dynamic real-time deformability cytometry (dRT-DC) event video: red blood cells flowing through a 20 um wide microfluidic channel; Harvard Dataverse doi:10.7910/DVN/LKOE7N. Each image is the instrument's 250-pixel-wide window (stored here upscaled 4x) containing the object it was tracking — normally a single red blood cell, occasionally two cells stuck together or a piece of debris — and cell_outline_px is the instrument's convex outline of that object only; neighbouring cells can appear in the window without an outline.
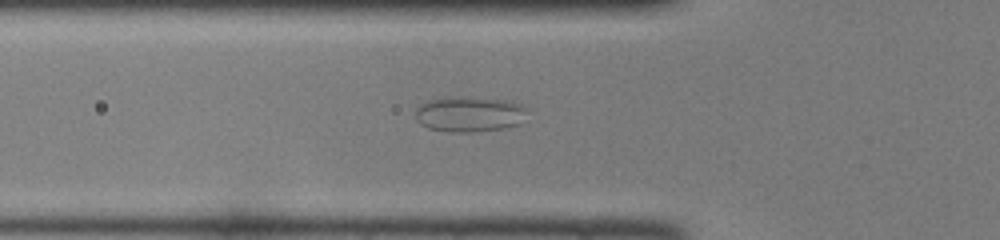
{"species": "common noctule bat (a hibernating species)", "species_latin": "Nyctalus noctula", "temperature_condition": "room temperature", "stored_images_in_passage": 34, "camera_frame_rate_fps": 3000, "um_per_image_px": 0.085, "animal": {"sex": "female", "body_mass_g": 22.0, "forearm_length_mm": 56.7}, "frame": {"image": 1, "passage_image": 4, "time_ms": 1.0, "image_size_px": [1000, 240], "cell_outline_px": [[528, 108], [520, 124], [504, 128], [472, 132], [448, 132], [428, 128], [420, 124], [416, 120], [416, 108], [420, 104], [428, 100], [444, 96], [460, 96], [512, 100]], "centroid_in_image_um": [39.89, 9.68], "position_along_channel_um": 85.9, "area_um2": 23.58}}
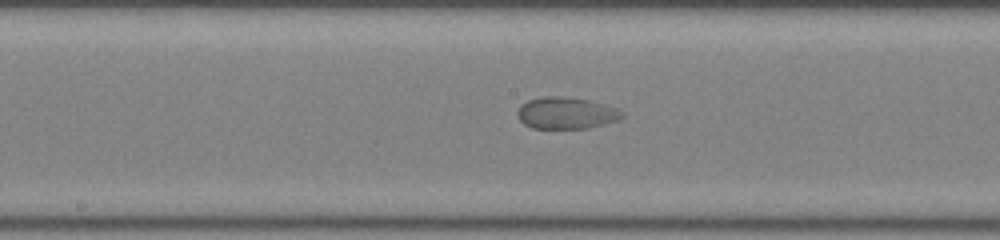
{"frame": {"image": 2, "passage_image": 12, "time_ms": 3.667, "image_size_px": [1000, 240], "cell_outline_px": [[624, 116], [620, 120], [588, 128], [532, 128], [524, 124], [520, 120], [516, 112], [520, 104], [528, 100], [544, 96], [564, 96], [588, 100], [604, 104], [616, 108], [624, 112]], "centroid_in_image_um": [48.12, 9.6], "position_along_channel_um": 200.1, "area_um2": 19.48}}
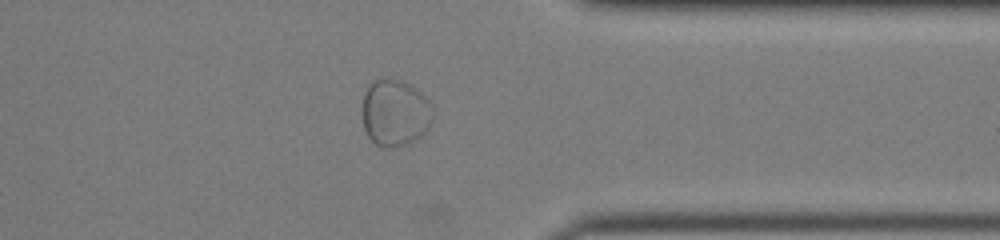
{"frame": {"image": 3, "passage_image": 25, "time_ms": 8.0, "image_size_px": [1000, 240], "cell_outline_px": [[432, 120], [428, 128], [420, 136], [408, 144], [392, 148], [384, 148], [376, 144], [368, 136], [364, 128], [360, 112], [364, 92], [368, 84], [372, 80], [384, 76], [388, 76], [400, 80], [416, 88], [428, 100], [432, 108]], "centroid_in_image_um": [33.52, 9.56], "position_along_channel_um": 377.9, "area_um2": 28.15}}